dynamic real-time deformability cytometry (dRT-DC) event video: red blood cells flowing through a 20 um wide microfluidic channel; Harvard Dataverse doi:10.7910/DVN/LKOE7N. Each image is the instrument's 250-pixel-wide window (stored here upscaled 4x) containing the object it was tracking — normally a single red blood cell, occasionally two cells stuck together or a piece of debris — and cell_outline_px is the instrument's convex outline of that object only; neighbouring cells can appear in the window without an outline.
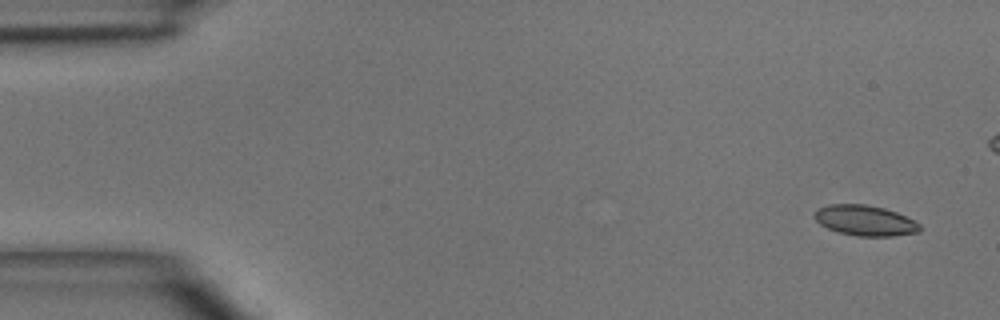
{"species": "common noctule bat (a hibernating species)", "species_latin": "Nyctalus noctula", "temperature_condition": "room temperature", "stored_images_in_passage": 5, "camera_frame_rate_fps": 3000, "um_per_image_px": 0.085, "animal": {"sex": "male", "body_mass_g": 15.6}, "frame": {"image": 1, "passage_image": 1, "time_ms": 0.0, "image_size_px": [1000, 320], "cell_outline_px": [[920, 232], [892, 236], [856, 236], [836, 232], [820, 224], [812, 216], [820, 208], [828, 204], [864, 204], [884, 208], [896, 212], [920, 224]], "centroid_in_image_um": [73.51, 18.75], "position_along_channel_um": 11.5, "area_um2": 18.61}}
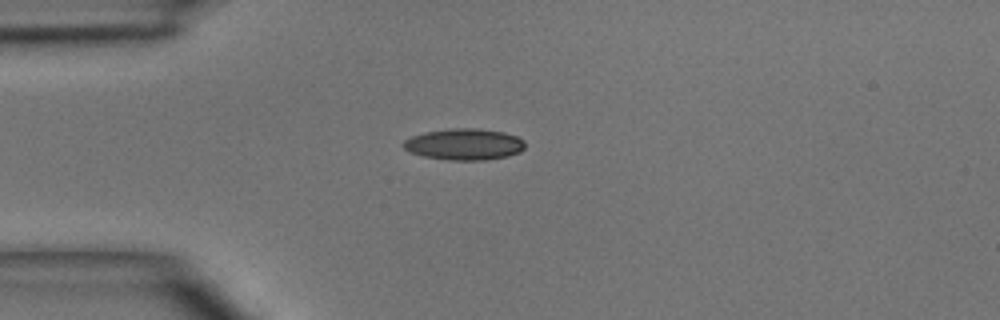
{"frame": {"image": 2, "passage_image": 5, "time_ms": 5.333, "image_size_px": [1000, 320], "cell_outline_px": [[524, 148], [520, 152], [508, 156], [484, 160], [452, 160], [424, 156], [412, 152], [404, 148], [400, 144], [404, 140], [412, 136], [424, 132], [452, 128], [480, 128], [504, 132], [516, 136], [524, 140]], "centroid_in_image_um": [39.47, 12.25], "position_along_channel_um": 45.5, "area_um2": 22.25}}